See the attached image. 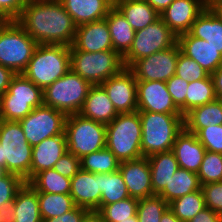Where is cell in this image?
<instances>
[{
    "mask_svg": "<svg viewBox=\"0 0 222 222\" xmlns=\"http://www.w3.org/2000/svg\"><path fill=\"white\" fill-rule=\"evenodd\" d=\"M14 213V222H43L39 211L38 192L26 182L15 195Z\"/></svg>",
    "mask_w": 222,
    "mask_h": 222,
    "instance_id": "f546056e",
    "label": "cell"
},
{
    "mask_svg": "<svg viewBox=\"0 0 222 222\" xmlns=\"http://www.w3.org/2000/svg\"><path fill=\"white\" fill-rule=\"evenodd\" d=\"M200 189L201 184L197 173L179 167L158 195L169 204L179 197Z\"/></svg>",
    "mask_w": 222,
    "mask_h": 222,
    "instance_id": "4dcf8cb0",
    "label": "cell"
},
{
    "mask_svg": "<svg viewBox=\"0 0 222 222\" xmlns=\"http://www.w3.org/2000/svg\"><path fill=\"white\" fill-rule=\"evenodd\" d=\"M5 173H6L5 170L0 167V177H1L2 175H4Z\"/></svg>",
    "mask_w": 222,
    "mask_h": 222,
    "instance_id": "6125c7cd",
    "label": "cell"
},
{
    "mask_svg": "<svg viewBox=\"0 0 222 222\" xmlns=\"http://www.w3.org/2000/svg\"><path fill=\"white\" fill-rule=\"evenodd\" d=\"M42 105L43 90L22 73L15 74L0 97V119L18 122Z\"/></svg>",
    "mask_w": 222,
    "mask_h": 222,
    "instance_id": "8992f818",
    "label": "cell"
},
{
    "mask_svg": "<svg viewBox=\"0 0 222 222\" xmlns=\"http://www.w3.org/2000/svg\"><path fill=\"white\" fill-rule=\"evenodd\" d=\"M215 125H222V99L195 107L184 115V128L194 134Z\"/></svg>",
    "mask_w": 222,
    "mask_h": 222,
    "instance_id": "484cf974",
    "label": "cell"
},
{
    "mask_svg": "<svg viewBox=\"0 0 222 222\" xmlns=\"http://www.w3.org/2000/svg\"><path fill=\"white\" fill-rule=\"evenodd\" d=\"M216 99L217 96L211 75L204 79L190 81L185 97V114L195 107L207 104Z\"/></svg>",
    "mask_w": 222,
    "mask_h": 222,
    "instance_id": "836d02e7",
    "label": "cell"
},
{
    "mask_svg": "<svg viewBox=\"0 0 222 222\" xmlns=\"http://www.w3.org/2000/svg\"><path fill=\"white\" fill-rule=\"evenodd\" d=\"M175 75L190 82L207 78L210 74L198 62L187 57L179 50Z\"/></svg>",
    "mask_w": 222,
    "mask_h": 222,
    "instance_id": "60d3db41",
    "label": "cell"
},
{
    "mask_svg": "<svg viewBox=\"0 0 222 222\" xmlns=\"http://www.w3.org/2000/svg\"><path fill=\"white\" fill-rule=\"evenodd\" d=\"M168 207L169 204L160 195L154 194L138 199V222H160L162 214Z\"/></svg>",
    "mask_w": 222,
    "mask_h": 222,
    "instance_id": "f35d334b",
    "label": "cell"
},
{
    "mask_svg": "<svg viewBox=\"0 0 222 222\" xmlns=\"http://www.w3.org/2000/svg\"><path fill=\"white\" fill-rule=\"evenodd\" d=\"M37 45L16 20H7L0 28V65L22 73Z\"/></svg>",
    "mask_w": 222,
    "mask_h": 222,
    "instance_id": "52a82bcc",
    "label": "cell"
},
{
    "mask_svg": "<svg viewBox=\"0 0 222 222\" xmlns=\"http://www.w3.org/2000/svg\"><path fill=\"white\" fill-rule=\"evenodd\" d=\"M135 31L141 30L160 18V14L145 0L113 2Z\"/></svg>",
    "mask_w": 222,
    "mask_h": 222,
    "instance_id": "83f0119b",
    "label": "cell"
},
{
    "mask_svg": "<svg viewBox=\"0 0 222 222\" xmlns=\"http://www.w3.org/2000/svg\"><path fill=\"white\" fill-rule=\"evenodd\" d=\"M188 84L189 81H185L176 75H173L166 81L168 92L170 93L174 104L181 111L183 116L185 115V97Z\"/></svg>",
    "mask_w": 222,
    "mask_h": 222,
    "instance_id": "ee69618b",
    "label": "cell"
},
{
    "mask_svg": "<svg viewBox=\"0 0 222 222\" xmlns=\"http://www.w3.org/2000/svg\"><path fill=\"white\" fill-rule=\"evenodd\" d=\"M151 170L153 194L158 195L179 168L174 152H158L147 157Z\"/></svg>",
    "mask_w": 222,
    "mask_h": 222,
    "instance_id": "d4e9b609",
    "label": "cell"
},
{
    "mask_svg": "<svg viewBox=\"0 0 222 222\" xmlns=\"http://www.w3.org/2000/svg\"><path fill=\"white\" fill-rule=\"evenodd\" d=\"M141 120V150L145 157L171 151L177 135L184 129L182 114L138 111Z\"/></svg>",
    "mask_w": 222,
    "mask_h": 222,
    "instance_id": "7a4b0ae2",
    "label": "cell"
},
{
    "mask_svg": "<svg viewBox=\"0 0 222 222\" xmlns=\"http://www.w3.org/2000/svg\"><path fill=\"white\" fill-rule=\"evenodd\" d=\"M79 114L104 125L109 124L119 113L101 85H92Z\"/></svg>",
    "mask_w": 222,
    "mask_h": 222,
    "instance_id": "603a6c76",
    "label": "cell"
},
{
    "mask_svg": "<svg viewBox=\"0 0 222 222\" xmlns=\"http://www.w3.org/2000/svg\"><path fill=\"white\" fill-rule=\"evenodd\" d=\"M14 75L15 73L10 68L0 65V97L8 90Z\"/></svg>",
    "mask_w": 222,
    "mask_h": 222,
    "instance_id": "f907efd6",
    "label": "cell"
},
{
    "mask_svg": "<svg viewBox=\"0 0 222 222\" xmlns=\"http://www.w3.org/2000/svg\"><path fill=\"white\" fill-rule=\"evenodd\" d=\"M70 68L91 85H101L124 68L122 57L114 50L83 52L70 50Z\"/></svg>",
    "mask_w": 222,
    "mask_h": 222,
    "instance_id": "30bf717a",
    "label": "cell"
},
{
    "mask_svg": "<svg viewBox=\"0 0 222 222\" xmlns=\"http://www.w3.org/2000/svg\"><path fill=\"white\" fill-rule=\"evenodd\" d=\"M120 222H138L137 214L130 217V220L120 221Z\"/></svg>",
    "mask_w": 222,
    "mask_h": 222,
    "instance_id": "91938a15",
    "label": "cell"
},
{
    "mask_svg": "<svg viewBox=\"0 0 222 222\" xmlns=\"http://www.w3.org/2000/svg\"><path fill=\"white\" fill-rule=\"evenodd\" d=\"M207 5H222V0H207Z\"/></svg>",
    "mask_w": 222,
    "mask_h": 222,
    "instance_id": "680465c9",
    "label": "cell"
},
{
    "mask_svg": "<svg viewBox=\"0 0 222 222\" xmlns=\"http://www.w3.org/2000/svg\"><path fill=\"white\" fill-rule=\"evenodd\" d=\"M118 1H126V0H113V2H118Z\"/></svg>",
    "mask_w": 222,
    "mask_h": 222,
    "instance_id": "be15d7a7",
    "label": "cell"
},
{
    "mask_svg": "<svg viewBox=\"0 0 222 222\" xmlns=\"http://www.w3.org/2000/svg\"><path fill=\"white\" fill-rule=\"evenodd\" d=\"M119 171L123 176L130 197L142 199L154 195L147 157L122 161L119 164Z\"/></svg>",
    "mask_w": 222,
    "mask_h": 222,
    "instance_id": "ac0fdd59",
    "label": "cell"
},
{
    "mask_svg": "<svg viewBox=\"0 0 222 222\" xmlns=\"http://www.w3.org/2000/svg\"><path fill=\"white\" fill-rule=\"evenodd\" d=\"M91 86L70 69L43 90V105L66 115L77 114L82 109Z\"/></svg>",
    "mask_w": 222,
    "mask_h": 222,
    "instance_id": "ba28073f",
    "label": "cell"
},
{
    "mask_svg": "<svg viewBox=\"0 0 222 222\" xmlns=\"http://www.w3.org/2000/svg\"><path fill=\"white\" fill-rule=\"evenodd\" d=\"M81 169L95 174L111 173L119 169V160L107 148L80 158Z\"/></svg>",
    "mask_w": 222,
    "mask_h": 222,
    "instance_id": "8d00e7d4",
    "label": "cell"
},
{
    "mask_svg": "<svg viewBox=\"0 0 222 222\" xmlns=\"http://www.w3.org/2000/svg\"><path fill=\"white\" fill-rule=\"evenodd\" d=\"M38 44L71 46L76 25L60 0L27 1L16 20Z\"/></svg>",
    "mask_w": 222,
    "mask_h": 222,
    "instance_id": "6da1fadb",
    "label": "cell"
},
{
    "mask_svg": "<svg viewBox=\"0 0 222 222\" xmlns=\"http://www.w3.org/2000/svg\"><path fill=\"white\" fill-rule=\"evenodd\" d=\"M137 111L181 114L162 81L137 80Z\"/></svg>",
    "mask_w": 222,
    "mask_h": 222,
    "instance_id": "9a60e30c",
    "label": "cell"
},
{
    "mask_svg": "<svg viewBox=\"0 0 222 222\" xmlns=\"http://www.w3.org/2000/svg\"><path fill=\"white\" fill-rule=\"evenodd\" d=\"M14 201L0 206V222H14Z\"/></svg>",
    "mask_w": 222,
    "mask_h": 222,
    "instance_id": "816d5d0a",
    "label": "cell"
},
{
    "mask_svg": "<svg viewBox=\"0 0 222 222\" xmlns=\"http://www.w3.org/2000/svg\"><path fill=\"white\" fill-rule=\"evenodd\" d=\"M25 181L13 173H5L0 177V206L4 203L14 201L17 191Z\"/></svg>",
    "mask_w": 222,
    "mask_h": 222,
    "instance_id": "7bdbcfd3",
    "label": "cell"
},
{
    "mask_svg": "<svg viewBox=\"0 0 222 222\" xmlns=\"http://www.w3.org/2000/svg\"><path fill=\"white\" fill-rule=\"evenodd\" d=\"M145 1L148 2L160 14L174 0H145Z\"/></svg>",
    "mask_w": 222,
    "mask_h": 222,
    "instance_id": "db71d44e",
    "label": "cell"
},
{
    "mask_svg": "<svg viewBox=\"0 0 222 222\" xmlns=\"http://www.w3.org/2000/svg\"><path fill=\"white\" fill-rule=\"evenodd\" d=\"M98 179H100L101 205L112 204L130 197L119 169L111 173L98 174Z\"/></svg>",
    "mask_w": 222,
    "mask_h": 222,
    "instance_id": "d6a6232c",
    "label": "cell"
},
{
    "mask_svg": "<svg viewBox=\"0 0 222 222\" xmlns=\"http://www.w3.org/2000/svg\"><path fill=\"white\" fill-rule=\"evenodd\" d=\"M172 151L180 168L197 173L206 153L196 134L185 128L177 135Z\"/></svg>",
    "mask_w": 222,
    "mask_h": 222,
    "instance_id": "7402d4cb",
    "label": "cell"
},
{
    "mask_svg": "<svg viewBox=\"0 0 222 222\" xmlns=\"http://www.w3.org/2000/svg\"><path fill=\"white\" fill-rule=\"evenodd\" d=\"M6 19L0 14V28L6 23Z\"/></svg>",
    "mask_w": 222,
    "mask_h": 222,
    "instance_id": "94428289",
    "label": "cell"
},
{
    "mask_svg": "<svg viewBox=\"0 0 222 222\" xmlns=\"http://www.w3.org/2000/svg\"><path fill=\"white\" fill-rule=\"evenodd\" d=\"M67 115L52 107L42 105L18 121L27 142L34 147L48 137L64 132Z\"/></svg>",
    "mask_w": 222,
    "mask_h": 222,
    "instance_id": "7c38bea8",
    "label": "cell"
},
{
    "mask_svg": "<svg viewBox=\"0 0 222 222\" xmlns=\"http://www.w3.org/2000/svg\"><path fill=\"white\" fill-rule=\"evenodd\" d=\"M118 113L137 111V80L133 71L122 68L101 84Z\"/></svg>",
    "mask_w": 222,
    "mask_h": 222,
    "instance_id": "5bb4252c",
    "label": "cell"
},
{
    "mask_svg": "<svg viewBox=\"0 0 222 222\" xmlns=\"http://www.w3.org/2000/svg\"><path fill=\"white\" fill-rule=\"evenodd\" d=\"M205 207L222 217V182L201 185Z\"/></svg>",
    "mask_w": 222,
    "mask_h": 222,
    "instance_id": "f6af8a7d",
    "label": "cell"
},
{
    "mask_svg": "<svg viewBox=\"0 0 222 222\" xmlns=\"http://www.w3.org/2000/svg\"><path fill=\"white\" fill-rule=\"evenodd\" d=\"M217 99H222V66L211 74Z\"/></svg>",
    "mask_w": 222,
    "mask_h": 222,
    "instance_id": "f5cc1de1",
    "label": "cell"
},
{
    "mask_svg": "<svg viewBox=\"0 0 222 222\" xmlns=\"http://www.w3.org/2000/svg\"><path fill=\"white\" fill-rule=\"evenodd\" d=\"M177 43L183 54L198 62L210 75L222 66V48H215L189 33L179 35Z\"/></svg>",
    "mask_w": 222,
    "mask_h": 222,
    "instance_id": "d6986e66",
    "label": "cell"
},
{
    "mask_svg": "<svg viewBox=\"0 0 222 222\" xmlns=\"http://www.w3.org/2000/svg\"><path fill=\"white\" fill-rule=\"evenodd\" d=\"M70 195L76 206L97 211L101 205L100 179L98 174L80 169L71 178Z\"/></svg>",
    "mask_w": 222,
    "mask_h": 222,
    "instance_id": "ffe728a7",
    "label": "cell"
},
{
    "mask_svg": "<svg viewBox=\"0 0 222 222\" xmlns=\"http://www.w3.org/2000/svg\"><path fill=\"white\" fill-rule=\"evenodd\" d=\"M179 50L177 43L171 48L137 60L130 69L136 80L166 82L175 75Z\"/></svg>",
    "mask_w": 222,
    "mask_h": 222,
    "instance_id": "4fadbf2b",
    "label": "cell"
},
{
    "mask_svg": "<svg viewBox=\"0 0 222 222\" xmlns=\"http://www.w3.org/2000/svg\"><path fill=\"white\" fill-rule=\"evenodd\" d=\"M82 222H105L97 211H89Z\"/></svg>",
    "mask_w": 222,
    "mask_h": 222,
    "instance_id": "9f6ffc18",
    "label": "cell"
},
{
    "mask_svg": "<svg viewBox=\"0 0 222 222\" xmlns=\"http://www.w3.org/2000/svg\"><path fill=\"white\" fill-rule=\"evenodd\" d=\"M169 208L182 222L190 221L205 208L202 189L173 200L169 203Z\"/></svg>",
    "mask_w": 222,
    "mask_h": 222,
    "instance_id": "d590c367",
    "label": "cell"
},
{
    "mask_svg": "<svg viewBox=\"0 0 222 222\" xmlns=\"http://www.w3.org/2000/svg\"><path fill=\"white\" fill-rule=\"evenodd\" d=\"M67 152L65 133L48 137L32 149L30 180L39 172L52 169L57 161Z\"/></svg>",
    "mask_w": 222,
    "mask_h": 222,
    "instance_id": "44dd1931",
    "label": "cell"
},
{
    "mask_svg": "<svg viewBox=\"0 0 222 222\" xmlns=\"http://www.w3.org/2000/svg\"><path fill=\"white\" fill-rule=\"evenodd\" d=\"M70 50L100 52L113 50L112 39L106 19L93 21L76 27Z\"/></svg>",
    "mask_w": 222,
    "mask_h": 222,
    "instance_id": "e0dca14e",
    "label": "cell"
},
{
    "mask_svg": "<svg viewBox=\"0 0 222 222\" xmlns=\"http://www.w3.org/2000/svg\"><path fill=\"white\" fill-rule=\"evenodd\" d=\"M76 26L104 19L113 0H60Z\"/></svg>",
    "mask_w": 222,
    "mask_h": 222,
    "instance_id": "cb8c5ba5",
    "label": "cell"
},
{
    "mask_svg": "<svg viewBox=\"0 0 222 222\" xmlns=\"http://www.w3.org/2000/svg\"><path fill=\"white\" fill-rule=\"evenodd\" d=\"M207 8L214 10L222 19V5H207Z\"/></svg>",
    "mask_w": 222,
    "mask_h": 222,
    "instance_id": "6f0895ef",
    "label": "cell"
},
{
    "mask_svg": "<svg viewBox=\"0 0 222 222\" xmlns=\"http://www.w3.org/2000/svg\"><path fill=\"white\" fill-rule=\"evenodd\" d=\"M26 4L27 0H0V14L6 20H17Z\"/></svg>",
    "mask_w": 222,
    "mask_h": 222,
    "instance_id": "7dc6e473",
    "label": "cell"
},
{
    "mask_svg": "<svg viewBox=\"0 0 222 222\" xmlns=\"http://www.w3.org/2000/svg\"><path fill=\"white\" fill-rule=\"evenodd\" d=\"M188 33L208 41L215 48H222V19L212 9L206 7L196 18Z\"/></svg>",
    "mask_w": 222,
    "mask_h": 222,
    "instance_id": "f1b7e54d",
    "label": "cell"
},
{
    "mask_svg": "<svg viewBox=\"0 0 222 222\" xmlns=\"http://www.w3.org/2000/svg\"><path fill=\"white\" fill-rule=\"evenodd\" d=\"M188 222H222V217L211 209L205 207Z\"/></svg>",
    "mask_w": 222,
    "mask_h": 222,
    "instance_id": "681fc988",
    "label": "cell"
},
{
    "mask_svg": "<svg viewBox=\"0 0 222 222\" xmlns=\"http://www.w3.org/2000/svg\"><path fill=\"white\" fill-rule=\"evenodd\" d=\"M206 7L207 0H174L160 13V18L178 37L189 32Z\"/></svg>",
    "mask_w": 222,
    "mask_h": 222,
    "instance_id": "2e32d148",
    "label": "cell"
},
{
    "mask_svg": "<svg viewBox=\"0 0 222 222\" xmlns=\"http://www.w3.org/2000/svg\"><path fill=\"white\" fill-rule=\"evenodd\" d=\"M196 136L207 151L222 154V125L202 128Z\"/></svg>",
    "mask_w": 222,
    "mask_h": 222,
    "instance_id": "b9f144b4",
    "label": "cell"
},
{
    "mask_svg": "<svg viewBox=\"0 0 222 222\" xmlns=\"http://www.w3.org/2000/svg\"><path fill=\"white\" fill-rule=\"evenodd\" d=\"M138 199L129 197L118 202L100 205L97 212L105 222H120L130 220L137 214Z\"/></svg>",
    "mask_w": 222,
    "mask_h": 222,
    "instance_id": "74e56055",
    "label": "cell"
},
{
    "mask_svg": "<svg viewBox=\"0 0 222 222\" xmlns=\"http://www.w3.org/2000/svg\"><path fill=\"white\" fill-rule=\"evenodd\" d=\"M32 149L19 122L0 119V167L5 172L16 174L28 183Z\"/></svg>",
    "mask_w": 222,
    "mask_h": 222,
    "instance_id": "3957f363",
    "label": "cell"
},
{
    "mask_svg": "<svg viewBox=\"0 0 222 222\" xmlns=\"http://www.w3.org/2000/svg\"><path fill=\"white\" fill-rule=\"evenodd\" d=\"M53 169L62 176L71 179L81 169L80 158L67 151L53 166Z\"/></svg>",
    "mask_w": 222,
    "mask_h": 222,
    "instance_id": "bcb514c9",
    "label": "cell"
},
{
    "mask_svg": "<svg viewBox=\"0 0 222 222\" xmlns=\"http://www.w3.org/2000/svg\"><path fill=\"white\" fill-rule=\"evenodd\" d=\"M38 193L70 194L71 179L62 176L53 168L37 173L29 182Z\"/></svg>",
    "mask_w": 222,
    "mask_h": 222,
    "instance_id": "1f68e13d",
    "label": "cell"
},
{
    "mask_svg": "<svg viewBox=\"0 0 222 222\" xmlns=\"http://www.w3.org/2000/svg\"><path fill=\"white\" fill-rule=\"evenodd\" d=\"M142 127L139 112L119 113L106 125V148L122 161L143 157Z\"/></svg>",
    "mask_w": 222,
    "mask_h": 222,
    "instance_id": "5b68a950",
    "label": "cell"
},
{
    "mask_svg": "<svg viewBox=\"0 0 222 222\" xmlns=\"http://www.w3.org/2000/svg\"><path fill=\"white\" fill-rule=\"evenodd\" d=\"M160 222H182L178 217H176L173 211L168 207L162 214Z\"/></svg>",
    "mask_w": 222,
    "mask_h": 222,
    "instance_id": "11a10c76",
    "label": "cell"
},
{
    "mask_svg": "<svg viewBox=\"0 0 222 222\" xmlns=\"http://www.w3.org/2000/svg\"><path fill=\"white\" fill-rule=\"evenodd\" d=\"M177 35L159 18L145 28L135 31L129 51L122 57L124 67L130 68L137 60L177 44Z\"/></svg>",
    "mask_w": 222,
    "mask_h": 222,
    "instance_id": "8fae6325",
    "label": "cell"
},
{
    "mask_svg": "<svg viewBox=\"0 0 222 222\" xmlns=\"http://www.w3.org/2000/svg\"><path fill=\"white\" fill-rule=\"evenodd\" d=\"M105 19L110 31L113 50L123 57L132 46L135 30L115 6L109 10Z\"/></svg>",
    "mask_w": 222,
    "mask_h": 222,
    "instance_id": "4316f807",
    "label": "cell"
},
{
    "mask_svg": "<svg viewBox=\"0 0 222 222\" xmlns=\"http://www.w3.org/2000/svg\"><path fill=\"white\" fill-rule=\"evenodd\" d=\"M197 175L201 185L222 182V154L206 150Z\"/></svg>",
    "mask_w": 222,
    "mask_h": 222,
    "instance_id": "ab89813d",
    "label": "cell"
},
{
    "mask_svg": "<svg viewBox=\"0 0 222 222\" xmlns=\"http://www.w3.org/2000/svg\"><path fill=\"white\" fill-rule=\"evenodd\" d=\"M89 212L88 209L75 206L72 210L57 217L47 219L45 222H82L85 215Z\"/></svg>",
    "mask_w": 222,
    "mask_h": 222,
    "instance_id": "c3c4849f",
    "label": "cell"
},
{
    "mask_svg": "<svg viewBox=\"0 0 222 222\" xmlns=\"http://www.w3.org/2000/svg\"><path fill=\"white\" fill-rule=\"evenodd\" d=\"M70 69L69 46L38 44L22 74L44 90Z\"/></svg>",
    "mask_w": 222,
    "mask_h": 222,
    "instance_id": "277c9868",
    "label": "cell"
},
{
    "mask_svg": "<svg viewBox=\"0 0 222 222\" xmlns=\"http://www.w3.org/2000/svg\"><path fill=\"white\" fill-rule=\"evenodd\" d=\"M64 133L67 151L78 158L106 148V125L79 113L67 115Z\"/></svg>",
    "mask_w": 222,
    "mask_h": 222,
    "instance_id": "9c48e42d",
    "label": "cell"
},
{
    "mask_svg": "<svg viewBox=\"0 0 222 222\" xmlns=\"http://www.w3.org/2000/svg\"><path fill=\"white\" fill-rule=\"evenodd\" d=\"M38 201L43 222L55 216L59 217L76 206L70 194L38 193Z\"/></svg>",
    "mask_w": 222,
    "mask_h": 222,
    "instance_id": "e575fe53",
    "label": "cell"
}]
</instances>
